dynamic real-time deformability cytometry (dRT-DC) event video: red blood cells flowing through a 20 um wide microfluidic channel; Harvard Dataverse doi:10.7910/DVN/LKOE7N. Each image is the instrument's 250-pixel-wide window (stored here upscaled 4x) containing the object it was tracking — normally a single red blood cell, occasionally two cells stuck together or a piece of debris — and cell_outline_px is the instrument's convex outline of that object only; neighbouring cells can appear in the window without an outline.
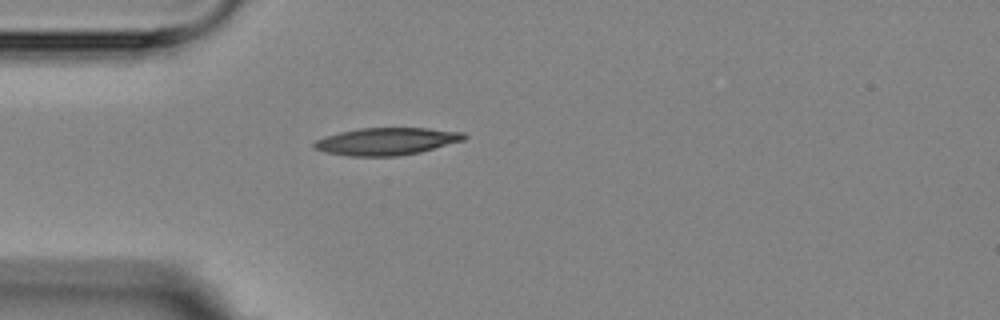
{"species": "Egyptian fruit bat (a non-hibernating species)", "species_latin": "Rousettus aegyptiacus", "temperature_condition": "room temperature", "stored_images_in_passage": 1, "camera_frame_rate_fps": 3000, "um_per_image_px": 0.085, "animal": {"sex": "female"}, "frame": {"image": 1, "passage_image": 1, "time_ms": 0.0, "image_size_px": [1000, 320], "cell_outline_px": [[468, 136], [464, 140], [420, 152], [396, 156], [348, 156], [324, 152], [312, 148], [312, 144], [316, 140], [324, 136], [340, 132], [360, 128], [428, 128], [464, 132]], "centroid_in_image_um": [32.83, 12.01], "position_along_channel_um": 52.2, "area_um2": 23.99}}